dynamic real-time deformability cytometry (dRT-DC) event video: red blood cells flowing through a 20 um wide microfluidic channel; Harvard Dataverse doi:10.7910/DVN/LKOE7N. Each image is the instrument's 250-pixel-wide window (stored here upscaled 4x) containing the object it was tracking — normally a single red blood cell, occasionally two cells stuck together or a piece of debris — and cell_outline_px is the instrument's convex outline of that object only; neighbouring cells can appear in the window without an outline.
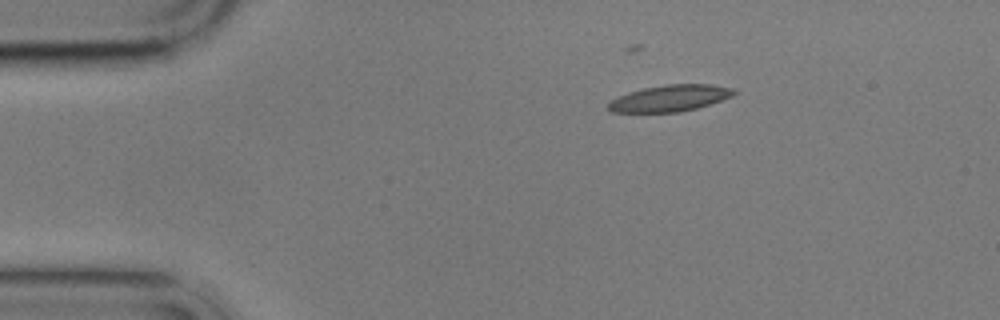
{"species": "common noctule bat (a hibernating species)", "species_latin": "Nyctalus noctula", "temperature_condition": "cold", "stored_images_in_passage": 3, "camera_frame_rate_fps": 3000, "um_per_image_px": 0.085, "animal": {"sex": "male", "body_mass_g": 17.9}, "frame": {"image": 1, "passage_image": 1, "time_ms": 0.0, "image_size_px": [1000, 320], "cell_outline_px": [[736, 92], [732, 96], [696, 108], [680, 112], [608, 112], [604, 108], [612, 100], [628, 92], [644, 88], [664, 84], [712, 84], [736, 88]], "centroid_in_image_um": [56.92, 8.34], "position_along_channel_um": 28.1, "area_um2": 19.42}}
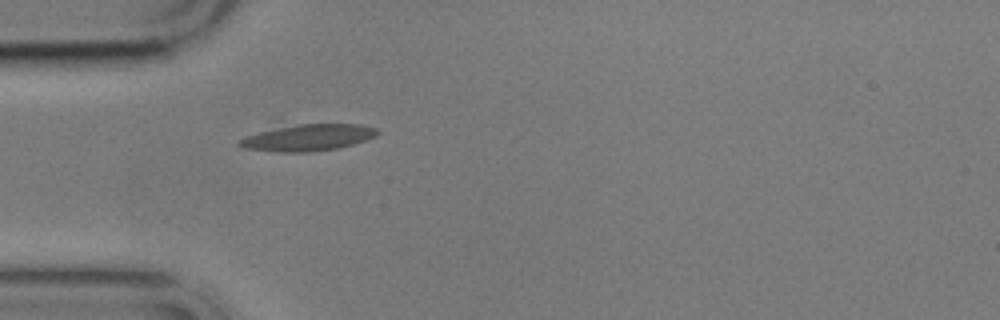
{"frame": {"image": 2, "passage_image": 3, "time_ms": 2.333, "image_size_px": [1000, 320], "cell_outline_px": [[380, 132], [376, 136], [352, 144], [336, 148], [312, 152], [272, 152], [240, 148], [236, 144], [236, 140], [260, 132], [276, 128], [300, 124], [360, 124], [376, 128]], "centroid_in_image_um": [26.13, 11.71], "position_along_channel_um": 58.9, "area_um2": 21.33}}